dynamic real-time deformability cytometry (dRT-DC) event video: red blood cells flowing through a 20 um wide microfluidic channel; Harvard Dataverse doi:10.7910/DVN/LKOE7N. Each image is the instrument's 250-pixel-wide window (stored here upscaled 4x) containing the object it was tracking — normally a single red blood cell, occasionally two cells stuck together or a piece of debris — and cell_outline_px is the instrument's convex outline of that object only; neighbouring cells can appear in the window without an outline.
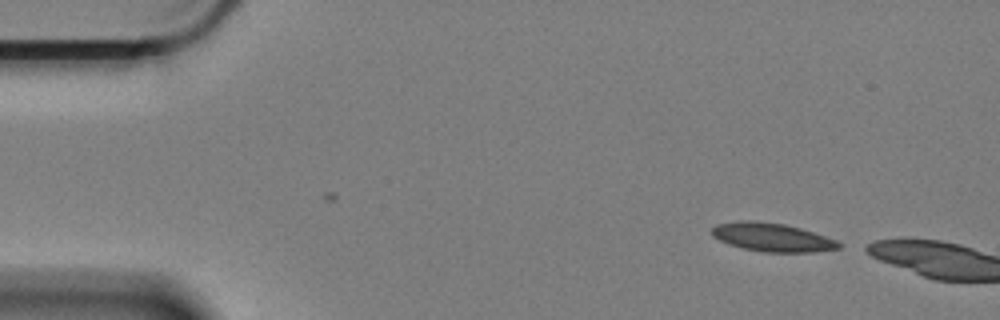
{"species": "Egyptian fruit bat (a non-hibernating species)", "species_latin": "Rousettus aegyptiacus", "temperature_condition": "cold", "stored_images_in_passage": 4, "camera_frame_rate_fps": 3000, "um_per_image_px": 0.085, "animal": {"sex": "female"}, "frame": {"image": 1, "passage_image": 1, "time_ms": 0.0, "image_size_px": [1000, 320], "cell_outline_px": [[840, 248], [812, 252], [764, 252], [744, 248], [728, 244], [712, 236], [712, 228], [716, 224], [740, 220], [756, 220], [784, 224], [800, 228], [836, 240], [840, 244]], "centroid_in_image_um": [65.59, 20.16], "position_along_channel_um": 19.4, "area_um2": 20.92}}